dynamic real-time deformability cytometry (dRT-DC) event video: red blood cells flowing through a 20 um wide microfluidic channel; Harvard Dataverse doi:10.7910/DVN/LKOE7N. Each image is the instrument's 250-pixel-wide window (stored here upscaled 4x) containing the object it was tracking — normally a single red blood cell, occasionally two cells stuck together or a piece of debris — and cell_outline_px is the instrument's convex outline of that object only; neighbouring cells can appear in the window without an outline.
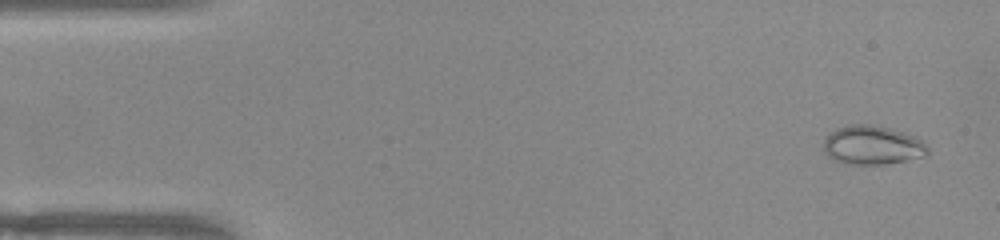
{"species": "common noctule bat (a hibernating species)", "species_latin": "Nyctalus noctula", "temperature_condition": "warm", "stored_images_in_passage": 7, "camera_frame_rate_fps": 3000, "um_per_image_px": 0.085, "animal": {"sex": "female", "body_mass_g": 22.0, "forearm_length_mm": 56.7}, "frame": {"image": 1, "passage_image": 3, "time_ms": 0.667, "image_size_px": [1000, 240], "cell_outline_px": [[928, 152], [924, 156], [884, 164], [844, 164], [832, 160], [824, 152], [824, 136], [836, 128], [848, 124], [872, 124], [892, 128], [916, 136], [924, 140], [928, 148]], "centroid_in_image_um": [74.12, 12.32], "position_along_channel_um": 10.9, "area_um2": 24.04}}